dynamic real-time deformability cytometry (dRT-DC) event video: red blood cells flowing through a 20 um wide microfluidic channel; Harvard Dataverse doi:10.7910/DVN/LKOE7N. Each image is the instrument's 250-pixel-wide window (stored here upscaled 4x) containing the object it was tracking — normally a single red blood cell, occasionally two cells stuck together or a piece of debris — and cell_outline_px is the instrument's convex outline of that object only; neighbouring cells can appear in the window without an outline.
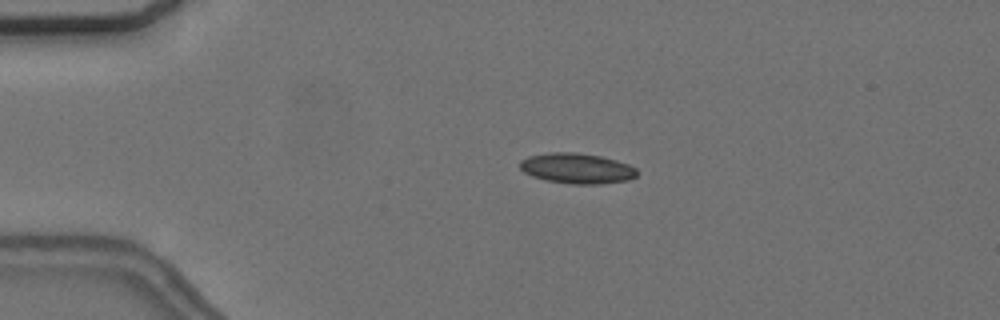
{"species": "common noctule bat (a hibernating species)", "species_latin": "Nyctalus noctula", "temperature_condition": "cold", "stored_images_in_passage": 4, "camera_frame_rate_fps": 3000, "um_per_image_px": 0.085, "animal": {"sex": "female", "body_mass_g": 24.6, "forearm_length_mm": 56.2}, "frame": {"image": 1, "passage_image": 3, "time_ms": 3.333, "image_size_px": [1000, 320], "cell_outline_px": [[640, 172], [636, 176], [628, 180], [600, 184], [572, 184], [548, 180], [532, 176], [524, 172], [520, 168], [520, 160], [528, 156], [548, 152], [576, 152], [600, 156], [616, 160], [628, 164], [636, 168]], "centroid_in_image_um": [49.05, 14.3], "position_along_channel_um": 35.9, "area_um2": 20.81}}